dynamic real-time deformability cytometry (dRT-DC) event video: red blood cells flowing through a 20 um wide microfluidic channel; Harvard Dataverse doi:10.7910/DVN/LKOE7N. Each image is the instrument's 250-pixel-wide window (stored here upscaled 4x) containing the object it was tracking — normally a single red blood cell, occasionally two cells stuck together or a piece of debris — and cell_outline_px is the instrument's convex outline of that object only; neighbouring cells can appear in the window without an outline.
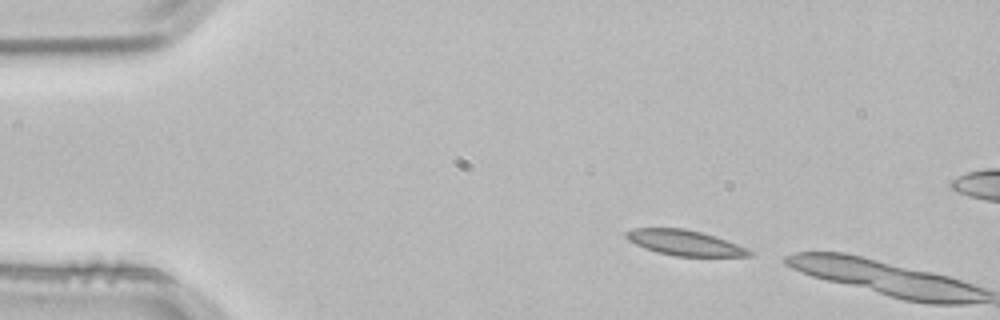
{"species": "common noctule bat (a hibernating species)", "species_latin": "Nyctalus noctula", "temperature_condition": "room temperature", "stored_images_in_passage": 3, "camera_frame_rate_fps": 3000, "um_per_image_px": 0.085, "animal": {"sex": "male", "body_mass_g": 21.5, "forearm_length_mm": 52.0}, "frame": {"image": 1, "passage_image": 1, "time_ms": 0.0, "image_size_px": [1000, 320], "cell_outline_px": [[752, 256], [676, 256], [644, 248], [628, 240], [624, 232], [632, 228], [684, 228], [700, 232], [736, 244], [752, 252]], "centroid_in_image_um": [58.13, 20.63], "position_along_channel_um": 26.9, "area_um2": 17.74}}